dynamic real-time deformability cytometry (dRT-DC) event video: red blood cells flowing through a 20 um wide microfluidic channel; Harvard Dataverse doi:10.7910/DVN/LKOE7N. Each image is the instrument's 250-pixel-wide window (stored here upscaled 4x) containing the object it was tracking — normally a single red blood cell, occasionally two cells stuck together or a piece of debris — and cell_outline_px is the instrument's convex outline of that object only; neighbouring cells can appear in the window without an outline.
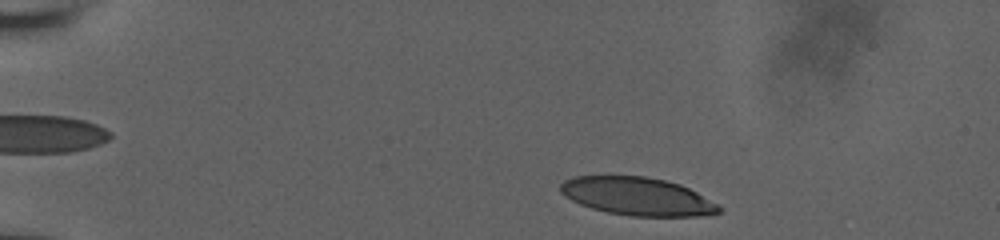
{"species": "human", "species_latin": "Homo sapiens", "temperature_condition": "room temperature", "stored_images_in_passage": 43, "camera_frame_rate_fps": 3000, "um_per_image_px": 0.085, "donor": {"sex": "male"}, "frame": {"image": 1, "passage_image": 3, "time_ms": 0.667, "image_size_px": [1000, 240], "cell_outline_px": [[724, 208], [720, 212], [712, 216], [632, 216], [608, 212], [592, 208], [580, 204], [564, 196], [560, 192], [560, 184], [564, 180], [576, 176], [644, 176], [664, 180], [680, 184], [696, 192]], "centroid_in_image_um": [54.19, 16.7], "position_along_channel_um": 30.8, "area_um2": 35.14}}
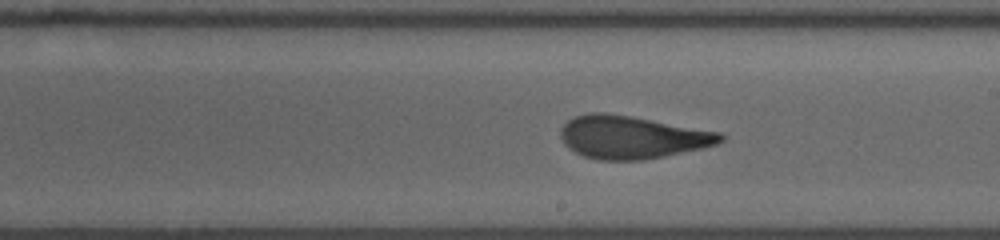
{"frame": {"image": 2, "passage_image": 26, "time_ms": 8.333, "image_size_px": [1000, 240], "cell_outline_px": [[724, 140], [716, 144], [704, 148], [644, 160], [600, 160], [584, 156], [568, 148], [564, 144], [560, 136], [560, 128], [568, 120], [576, 116], [588, 112], [604, 112], [632, 116], [720, 132], [724, 136]], "centroid_in_image_um": [53.7, 11.66], "position_along_channel_um": 235.3, "area_um2": 40.0}}
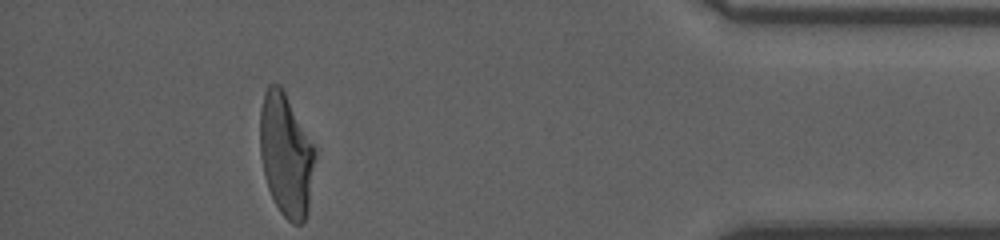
{"frame": {"image": 3, "passage_image": 43, "time_ms": 14.0, "image_size_px": [1000, 240], "cell_outline_px": [[312, 164], [308, 212], [304, 220], [300, 224], [292, 224], [280, 212], [268, 188], [264, 176], [260, 156], [260, 108], [264, 92], [268, 84], [280, 84], [312, 148]], "centroid_in_image_um": [24.22, 13.19], "position_along_channel_um": 411.0, "area_um2": 37.8}, "authors_computed_cell_mechanics": {"area_um2": 39.2462, "velocity_mm_per_s": 3.8714, "shape_relaxation_time_tau1_ms": 5.5054, "shape_relaxation_time_tau2_ms": 1.1257, "deformation_change_tau1": 0.2061, "deformation_change_tau2": 0.0939}}